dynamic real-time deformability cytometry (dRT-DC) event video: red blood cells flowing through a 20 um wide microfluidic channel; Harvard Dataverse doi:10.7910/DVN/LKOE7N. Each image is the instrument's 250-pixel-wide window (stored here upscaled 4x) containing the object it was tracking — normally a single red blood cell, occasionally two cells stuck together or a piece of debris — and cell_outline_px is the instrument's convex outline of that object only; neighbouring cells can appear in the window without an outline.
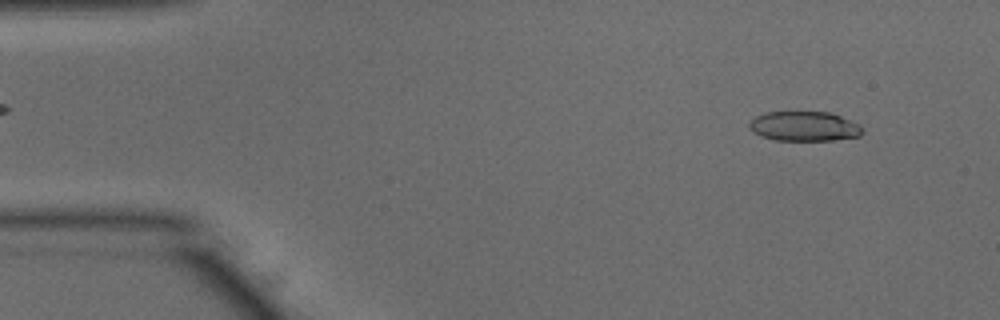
{"species": "common noctule bat (a hibernating species)", "species_latin": "Nyctalus noctula", "temperature_condition": "warm", "stored_images_in_passage": 51, "camera_frame_rate_fps": 3000, "um_per_image_px": 0.085, "animal": {"sex": "male", "body_mass_g": 15.6}, "frame": {"image": 1, "passage_image": 4, "time_ms": 1.0, "image_size_px": [1000, 320], "cell_outline_px": [[864, 128], [860, 136], [832, 140], [772, 140], [760, 136], [752, 132], [748, 128], [748, 124], [756, 116], [764, 112], [828, 112], [840, 116], [860, 124]], "centroid_in_image_um": [68.34, 10.74], "position_along_channel_um": 16.7, "area_um2": 19.71}}
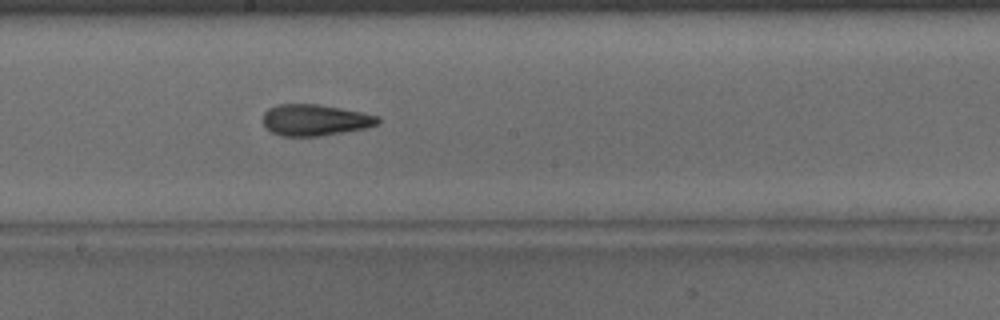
{"frame": {"image": 2, "passage_image": 27, "time_ms": 8.667, "image_size_px": [1000, 320], "cell_outline_px": [[380, 124], [364, 128], [320, 136], [280, 136], [272, 132], [264, 124], [264, 112], [268, 108], [276, 104], [320, 104], [380, 116]], "centroid_in_image_um": [26.78, 10.19], "position_along_channel_um": 221.4, "area_um2": 20.92}}
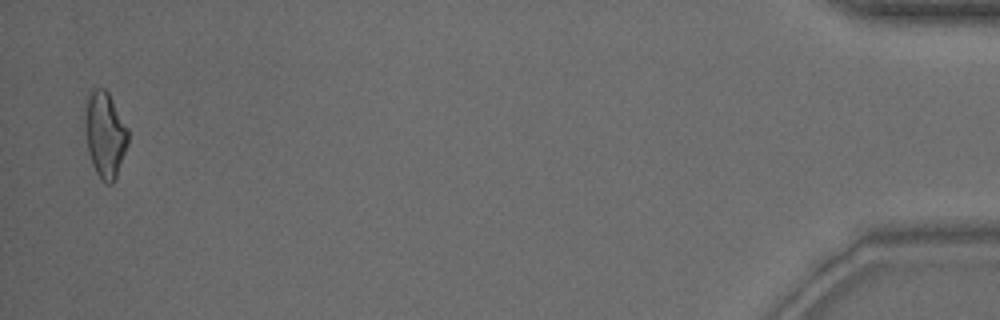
{"frame": {"image": 3, "passage_image": 50, "time_ms": 16.333, "image_size_px": [1000, 320], "cell_outline_px": [[128, 144], [116, 176], [112, 184], [108, 184], [100, 180], [92, 164], [88, 152], [84, 128], [84, 120], [88, 92], [92, 88], [104, 88], [108, 92], [128, 128]], "centroid_in_image_um": [8.91, 11.43], "position_along_channel_um": 426.3, "area_um2": 21.68}, "authors_computed_cell_mechanics": {"area_um2": 20.808, "velocity_mm_per_s": 3.871, "shape_relaxation_time_tau1_ms": 8.0543, "shape_relaxation_time_tau2_ms": 2.5314, "deformation_change_tau1": 0.2416, "deformation_change_tau2": 0.1231}}